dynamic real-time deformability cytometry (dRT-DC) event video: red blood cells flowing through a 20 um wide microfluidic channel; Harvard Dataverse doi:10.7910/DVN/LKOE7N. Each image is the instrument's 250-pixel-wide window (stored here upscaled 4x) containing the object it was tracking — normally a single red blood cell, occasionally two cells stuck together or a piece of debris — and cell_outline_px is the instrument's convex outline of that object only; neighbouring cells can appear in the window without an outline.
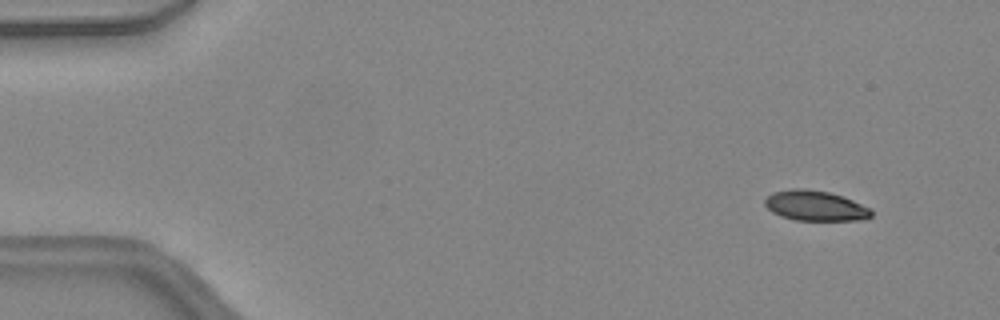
{"species": "common noctule bat (a hibernating species)", "species_latin": "Nyctalus noctula", "temperature_condition": "warm", "stored_images_in_passage": 47, "camera_frame_rate_fps": 3000, "um_per_image_px": 0.085, "animal": {"sex": "female", "body_mass_g": 24.6, "forearm_length_mm": 56.2}, "frame": {"image": 1, "passage_image": 5, "time_ms": 1.333, "image_size_px": [1000, 320], "cell_outline_px": [[872, 216], [860, 220], [796, 220], [780, 216], [772, 212], [764, 204], [764, 200], [772, 192], [792, 188], [804, 188], [828, 192], [852, 200], [872, 208]], "centroid_in_image_um": [69.28, 17.48], "position_along_channel_um": 15.7, "area_um2": 18.73}}
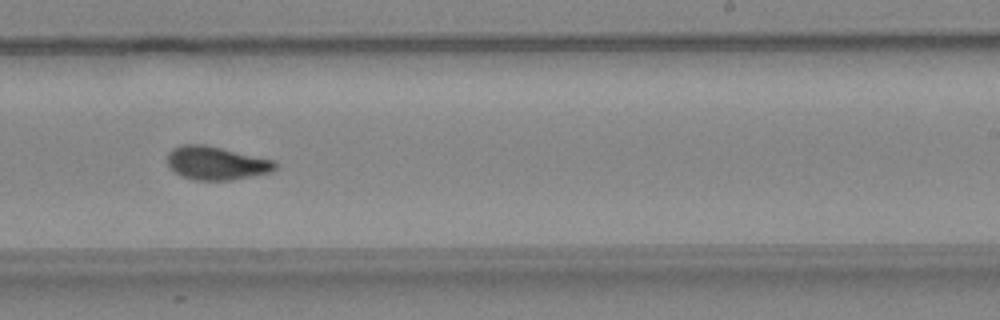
{"frame": {"image": 2, "passage_image": 30, "time_ms": 9.667, "image_size_px": [1000, 320], "cell_outline_px": [[276, 168], [272, 172], [232, 180], [196, 180], [180, 176], [168, 164], [168, 152], [172, 148], [184, 144], [204, 144], [276, 160]], "centroid_in_image_um": [18.41, 13.86], "position_along_channel_um": 270.6, "area_um2": 21.04}}
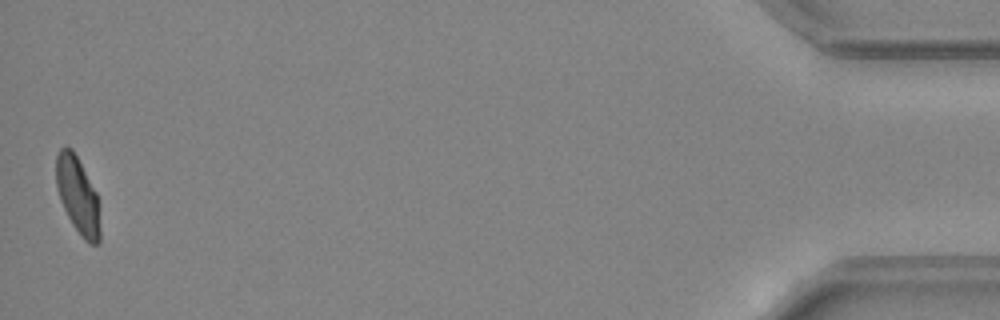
{"frame": {"image": 3, "passage_image": 47, "time_ms": 15.333, "image_size_px": [1000, 320], "cell_outline_px": [[100, 244], [88, 244], [84, 240], [72, 224], [60, 200], [56, 188], [56, 156], [60, 148], [72, 148], [96, 192], [100, 228]], "centroid_in_image_um": [6.6, 16.64], "position_along_channel_um": 428.6, "area_um2": 19.48}, "authors_computed_cell_mechanics": {"area_um2": 20.1722, "velocity_mm_per_s": 4.454, "shape_relaxation_time_tau1_ms": null, "shape_relaxation_time_tau2_ms": 1.7628, "deformation_change_tau1": null, "deformation_change_tau2": 0.0794}}